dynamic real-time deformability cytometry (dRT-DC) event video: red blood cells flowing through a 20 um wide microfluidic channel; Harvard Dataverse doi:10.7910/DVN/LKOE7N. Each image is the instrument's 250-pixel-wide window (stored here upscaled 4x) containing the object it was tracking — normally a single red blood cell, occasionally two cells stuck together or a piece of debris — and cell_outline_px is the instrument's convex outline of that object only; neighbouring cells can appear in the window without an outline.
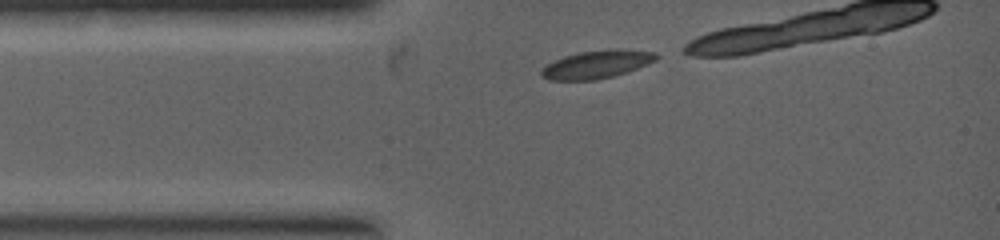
{"species": "common noctule bat (a hibernating species)", "species_latin": "Nyctalus noctula", "temperature_condition": "warm", "stored_images_in_passage": 8, "camera_frame_rate_fps": 5000, "um_per_image_px": 0.085, "animal": {"sex": "female", "body_mass_g": 19.0, "forearm_length_mm": 53.3}, "frame": {"image": 1, "passage_image": 1, "time_ms": 0.0, "image_size_px": [1000, 240], "cell_outline_px": [[660, 56], [656, 60], [648, 64], [612, 76], [596, 80], [548, 80], [540, 72], [548, 64], [564, 56], [580, 52], [616, 48], [620, 48], [656, 52]], "centroid_in_image_um": [50.78, 5.45], "position_along_channel_um": 34.2, "area_um2": 18.55}}
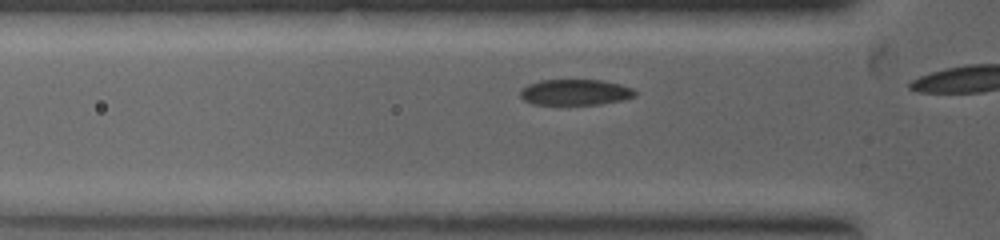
{"frame": {"image": 2, "passage_image": 6, "time_ms": 0.8, "image_size_px": [1000, 240], "cell_outline_px": [[636, 96], [624, 100], [600, 104], [532, 104], [524, 100], [520, 96], [520, 88], [528, 84], [540, 80], [604, 80], [620, 84], [632, 88], [636, 92]], "centroid_in_image_um": [48.9, 7.83], "position_along_channel_um": 76.9, "area_um2": 17.4}}